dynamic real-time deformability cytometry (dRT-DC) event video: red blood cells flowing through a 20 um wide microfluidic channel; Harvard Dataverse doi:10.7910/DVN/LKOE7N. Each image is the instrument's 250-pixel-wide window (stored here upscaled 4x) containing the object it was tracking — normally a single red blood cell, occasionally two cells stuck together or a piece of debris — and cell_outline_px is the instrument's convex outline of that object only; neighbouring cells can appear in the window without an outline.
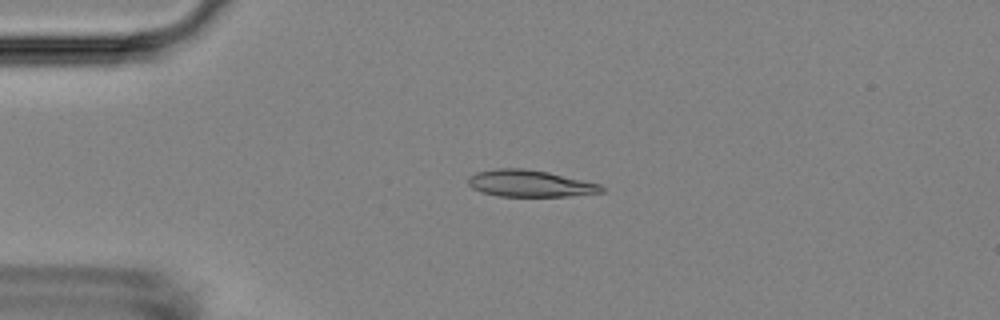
{"species": "Egyptian fruit bat (a non-hibernating species)", "species_latin": "Rousettus aegyptiacus", "temperature_condition": "room temperature", "stored_images_in_passage": 41, "camera_frame_rate_fps": 3000, "um_per_image_px": 0.085, "animal": {"sex": "female"}, "frame": {"image": 1, "passage_image": 7, "time_ms": 2.0, "image_size_px": [1000, 320], "cell_outline_px": [[604, 192], [568, 196], [500, 196], [480, 192], [472, 188], [468, 184], [468, 176], [476, 172], [496, 168], [524, 168], [548, 172], [600, 184], [604, 188]], "centroid_in_image_um": [45.01, 15.59], "position_along_channel_um": 40.0, "area_um2": 20.81}}
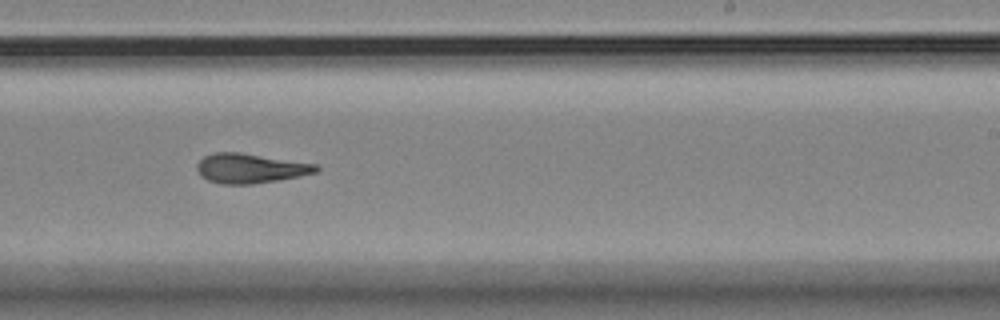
{"frame": {"image": 2, "passage_image": 28, "time_ms": 9.0, "image_size_px": [1000, 320], "cell_outline_px": [[320, 168], [316, 172], [276, 180], [252, 184], [220, 184], [208, 180], [200, 176], [196, 168], [196, 164], [204, 156], [212, 152], [240, 152], [316, 164]], "centroid_in_image_um": [21.21, 14.3], "position_along_channel_um": 267.8, "area_um2": 20.46}}
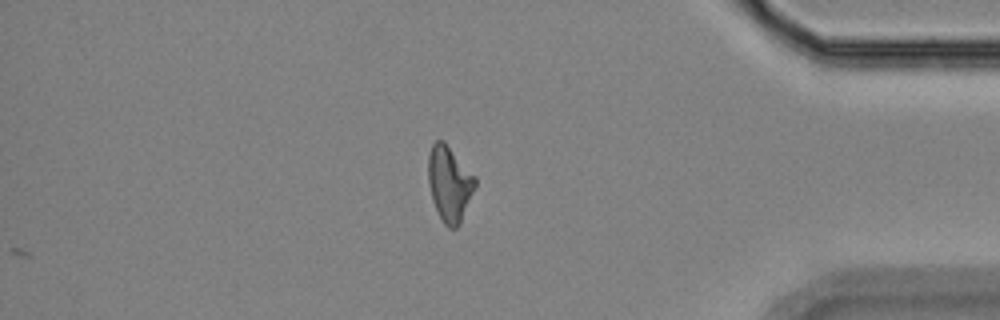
{"frame": {"image": 3, "passage_image": 41, "time_ms": 13.333, "image_size_px": [1000, 320], "cell_outline_px": [[476, 188], [460, 224], [456, 228], [448, 228], [444, 224], [432, 200], [428, 184], [428, 156], [432, 144], [436, 140], [444, 140], [476, 176]], "centroid_in_image_um": [38.22, 15.6], "position_along_channel_um": 397.0, "area_um2": 20.92}, "authors_computed_cell_mechanics": {"area_um2": 20.5768, "velocity_mm_per_s": 3.6407, "shape_relaxation_time_tau1_ms": 8.8753, "shape_relaxation_time_tau2_ms": 3.842, "deformation_change_tau1": 0.25, "deformation_change_tau2": 0.1117}}